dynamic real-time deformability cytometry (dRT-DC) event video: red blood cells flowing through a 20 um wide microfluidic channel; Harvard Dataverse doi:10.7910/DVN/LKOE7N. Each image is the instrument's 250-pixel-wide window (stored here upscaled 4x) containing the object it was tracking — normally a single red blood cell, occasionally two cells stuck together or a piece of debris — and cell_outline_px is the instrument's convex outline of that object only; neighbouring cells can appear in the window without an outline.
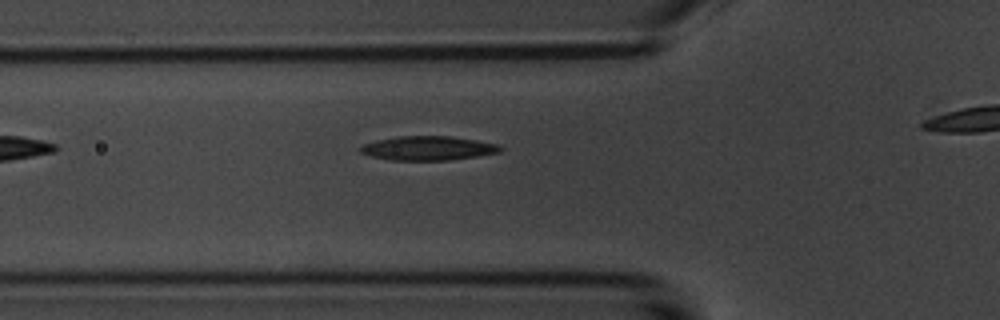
{"species": "common noctule bat (a hibernating species)", "species_latin": "Nyctalus noctula", "temperature_condition": "room temperature", "stored_images_in_passage": 4, "segment_of_instrument_passage": [1, 2], "camera_frame_rate_fps": 3000, "um_per_image_px": 0.085, "animal": {"sex": "male", "body_mass_g": 20.1, "forearm_length_mm": 53.5}, "frame": {"image": 1, "passage_image": 3, "time_ms": 2.333, "image_size_px": [1000, 320], "cell_outline_px": [[504, 148], [500, 152], [476, 156], [448, 160], [392, 160], [372, 156], [360, 152], [356, 148], [364, 144], [376, 140], [400, 136], [452, 136], [500, 144]], "centroid_in_image_um": [36.4, 12.59], "position_along_channel_um": 89.4, "area_um2": 19.71}}